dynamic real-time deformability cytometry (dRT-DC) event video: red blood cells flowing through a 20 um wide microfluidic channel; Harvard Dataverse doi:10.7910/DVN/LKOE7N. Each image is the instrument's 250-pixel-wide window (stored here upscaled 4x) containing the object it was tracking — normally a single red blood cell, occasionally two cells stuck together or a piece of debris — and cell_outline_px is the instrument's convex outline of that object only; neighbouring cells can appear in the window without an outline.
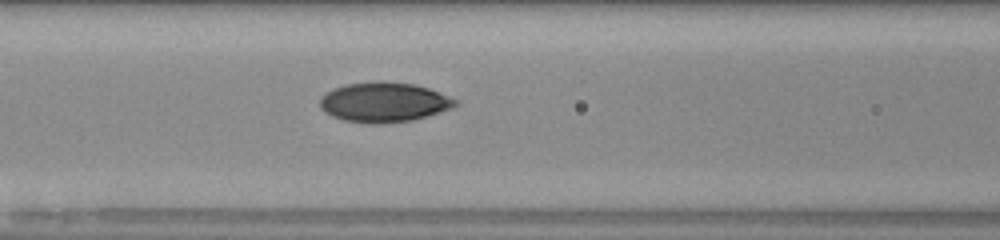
{"species": "human", "species_latin": "Homo sapiens", "temperature_condition": "room temperature", "stored_images_in_passage": 29, "camera_frame_rate_fps": 3000, "um_per_image_px": 0.085, "donor": {"sex": "male"}, "frame": {"image": 1, "passage_image": 5, "time_ms": 1.333, "image_size_px": [1000, 240], "cell_outline_px": [[444, 104], [440, 108], [428, 112], [412, 116], [384, 120], [368, 120], [348, 116], [380, 84], [388, 84], [420, 88], [432, 92]], "centroid_in_image_um": [33.68, 8.76], "position_along_channel_um": 132.9, "area_um2": 16.42}}
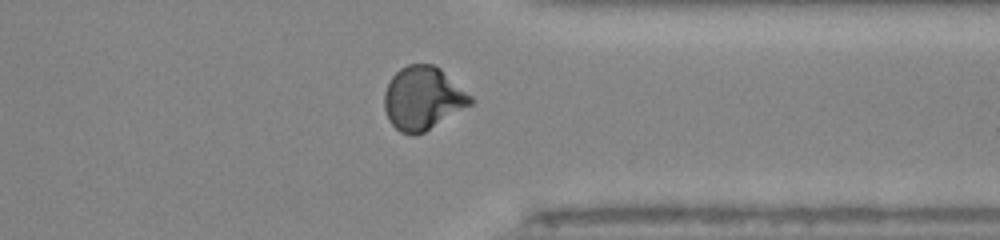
{"frame": {"image": 2, "passage_image": 23, "time_ms": 7.333, "image_size_px": [1000, 240], "cell_outline_px": [[468, 100], [420, 132], [408, 132], [400, 128], [396, 124], [432, 68], [436, 68]], "centroid_in_image_um": [36.61, 8.75], "position_along_channel_um": 374.8, "area_um2": 16.47}}